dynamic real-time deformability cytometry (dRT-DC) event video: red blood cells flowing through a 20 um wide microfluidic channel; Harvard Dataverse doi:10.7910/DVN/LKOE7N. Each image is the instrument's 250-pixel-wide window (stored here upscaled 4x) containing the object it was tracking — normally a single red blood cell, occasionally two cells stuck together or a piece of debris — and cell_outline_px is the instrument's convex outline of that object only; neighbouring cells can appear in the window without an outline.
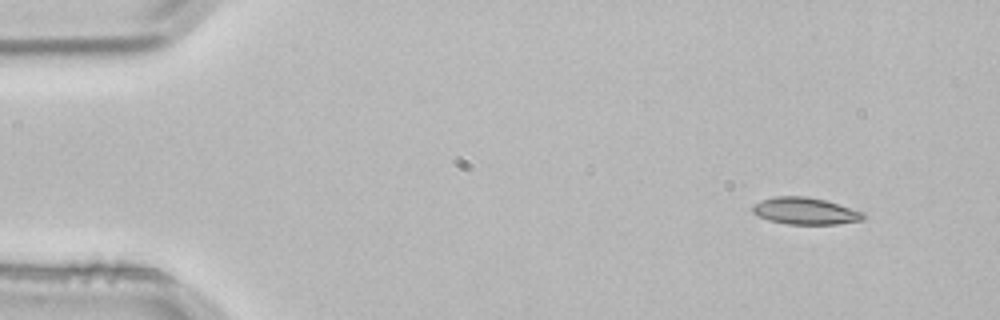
{"species": "common noctule bat (a hibernating species)", "species_latin": "Nyctalus noctula", "temperature_condition": "room temperature", "stored_images_in_passage": 3, "camera_frame_rate_fps": 3000, "um_per_image_px": 0.085, "animal": {"sex": "male", "body_mass_g": 21.5, "forearm_length_mm": 52.0}, "frame": {"image": 1, "passage_image": 1, "time_ms": 0.0, "image_size_px": [1000, 320], "cell_outline_px": [[868, 216], [864, 220], [836, 224], [788, 224], [768, 220], [752, 212], [752, 204], [760, 200], [776, 196], [808, 196], [824, 200], [864, 212]], "centroid_in_image_um": [68.45, 17.93], "position_along_channel_um": 16.5, "area_um2": 17.46}}